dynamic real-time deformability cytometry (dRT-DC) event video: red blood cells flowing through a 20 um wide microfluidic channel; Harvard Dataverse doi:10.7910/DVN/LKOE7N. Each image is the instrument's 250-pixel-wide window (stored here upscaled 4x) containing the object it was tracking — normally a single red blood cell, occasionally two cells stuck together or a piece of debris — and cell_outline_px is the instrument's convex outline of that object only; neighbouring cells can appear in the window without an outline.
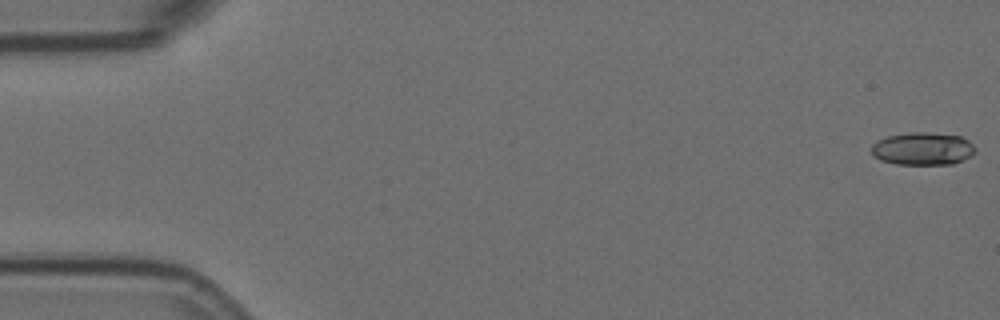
{"species": "Egyptian fruit bat (a non-hibernating species)", "species_latin": "Rousettus aegyptiacus", "temperature_condition": "room temperature", "stored_images_in_passage": 57, "camera_frame_rate_fps": 3000, "um_per_image_px": 0.085, "animal": {"sex": "female"}, "frame": {"image": 1, "passage_image": 1, "time_ms": 0.0, "image_size_px": [1000, 320], "cell_outline_px": [[976, 152], [972, 156], [952, 164], [896, 164], [880, 160], [872, 156], [872, 144], [876, 140], [888, 136], [912, 132], [924, 132], [960, 136], [968, 140], [976, 148]], "centroid_in_image_um": [78.43, 12.64], "position_along_channel_um": 6.6, "area_um2": 19.88}}
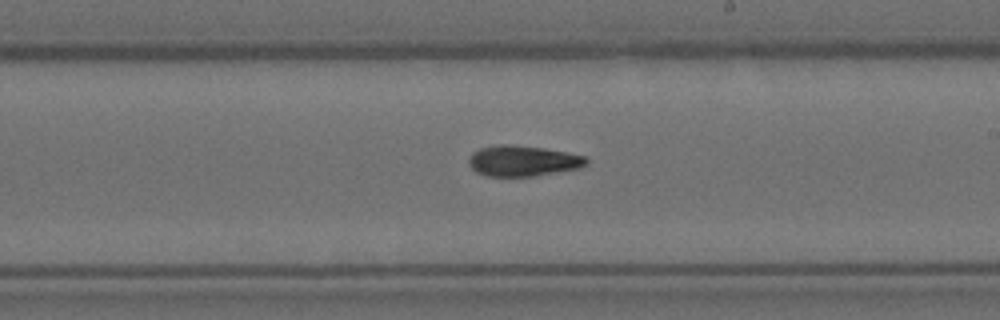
{"frame": {"image": 2, "passage_image": 33, "time_ms": 10.667, "image_size_px": [1000, 320], "cell_outline_px": [[588, 164], [580, 168], [536, 176], [488, 176], [476, 172], [468, 164], [468, 160], [472, 152], [480, 148], [500, 144], [512, 144], [544, 148], [568, 152], [584, 156], [588, 160]], "centroid_in_image_um": [44.45, 13.67], "position_along_channel_um": 244.6, "area_um2": 21.21}}
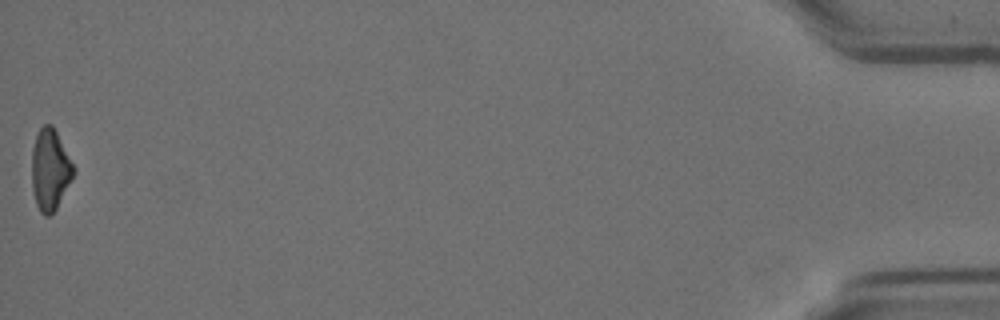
{"frame": {"image": 3, "passage_image": 57, "time_ms": 18.667, "image_size_px": [1000, 320], "cell_outline_px": [[76, 168], [56, 208], [48, 216], [44, 216], [40, 212], [36, 204], [32, 188], [32, 148], [36, 136], [40, 128], [44, 124], [52, 124]], "centroid_in_image_um": [4.24, 14.4], "position_along_channel_um": 431.0, "area_um2": 19.48}, "authors_computed_cell_mechanics": {"area_um2": 20.23, "velocity_mm_per_s": 3.5941, "shape_relaxation_time_tau1_ms": 6.0192, "shape_relaxation_time_tau2_ms": 5.1065, "deformation_change_tau1": 0.1744, "deformation_change_tau2": 0.1351}}